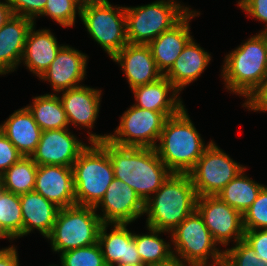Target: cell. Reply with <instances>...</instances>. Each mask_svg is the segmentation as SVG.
I'll return each instance as SVG.
<instances>
[{
	"label": "cell",
	"mask_w": 267,
	"mask_h": 266,
	"mask_svg": "<svg viewBox=\"0 0 267 266\" xmlns=\"http://www.w3.org/2000/svg\"><path fill=\"white\" fill-rule=\"evenodd\" d=\"M98 143L111 159L114 178L128 184L144 203L171 174L155 148L120 147L109 140Z\"/></svg>",
	"instance_id": "obj_1"
},
{
	"label": "cell",
	"mask_w": 267,
	"mask_h": 266,
	"mask_svg": "<svg viewBox=\"0 0 267 266\" xmlns=\"http://www.w3.org/2000/svg\"><path fill=\"white\" fill-rule=\"evenodd\" d=\"M159 142L155 150L160 160L177 174H188L209 146L203 142L185 106L167 118Z\"/></svg>",
	"instance_id": "obj_2"
},
{
	"label": "cell",
	"mask_w": 267,
	"mask_h": 266,
	"mask_svg": "<svg viewBox=\"0 0 267 266\" xmlns=\"http://www.w3.org/2000/svg\"><path fill=\"white\" fill-rule=\"evenodd\" d=\"M154 195L145 202L147 227L170 233L196 209L197 195L189 174L171 173Z\"/></svg>",
	"instance_id": "obj_3"
},
{
	"label": "cell",
	"mask_w": 267,
	"mask_h": 266,
	"mask_svg": "<svg viewBox=\"0 0 267 266\" xmlns=\"http://www.w3.org/2000/svg\"><path fill=\"white\" fill-rule=\"evenodd\" d=\"M221 75L227 90L248 100L267 78V32L252 36L226 55Z\"/></svg>",
	"instance_id": "obj_4"
},
{
	"label": "cell",
	"mask_w": 267,
	"mask_h": 266,
	"mask_svg": "<svg viewBox=\"0 0 267 266\" xmlns=\"http://www.w3.org/2000/svg\"><path fill=\"white\" fill-rule=\"evenodd\" d=\"M72 165L76 205L95 207L114 179V170L107 151L91 142Z\"/></svg>",
	"instance_id": "obj_5"
},
{
	"label": "cell",
	"mask_w": 267,
	"mask_h": 266,
	"mask_svg": "<svg viewBox=\"0 0 267 266\" xmlns=\"http://www.w3.org/2000/svg\"><path fill=\"white\" fill-rule=\"evenodd\" d=\"M189 11V7L181 6L174 0L125 7L128 43L148 45L161 33L170 30Z\"/></svg>",
	"instance_id": "obj_6"
},
{
	"label": "cell",
	"mask_w": 267,
	"mask_h": 266,
	"mask_svg": "<svg viewBox=\"0 0 267 266\" xmlns=\"http://www.w3.org/2000/svg\"><path fill=\"white\" fill-rule=\"evenodd\" d=\"M94 207L73 205L60 208L47 237L54 252L66 251L98 243L103 224Z\"/></svg>",
	"instance_id": "obj_7"
},
{
	"label": "cell",
	"mask_w": 267,
	"mask_h": 266,
	"mask_svg": "<svg viewBox=\"0 0 267 266\" xmlns=\"http://www.w3.org/2000/svg\"><path fill=\"white\" fill-rule=\"evenodd\" d=\"M170 236L174 244V257L188 266L223 265L224 250L216 247L218 244L196 209L171 231ZM209 257L213 259L211 265L208 264Z\"/></svg>",
	"instance_id": "obj_8"
},
{
	"label": "cell",
	"mask_w": 267,
	"mask_h": 266,
	"mask_svg": "<svg viewBox=\"0 0 267 266\" xmlns=\"http://www.w3.org/2000/svg\"><path fill=\"white\" fill-rule=\"evenodd\" d=\"M167 117L157 111L131 106L121 116L113 134H89V141L109 140L120 147L155 148Z\"/></svg>",
	"instance_id": "obj_9"
},
{
	"label": "cell",
	"mask_w": 267,
	"mask_h": 266,
	"mask_svg": "<svg viewBox=\"0 0 267 266\" xmlns=\"http://www.w3.org/2000/svg\"><path fill=\"white\" fill-rule=\"evenodd\" d=\"M80 18L110 58L128 44L125 7H113L108 0H103L82 7Z\"/></svg>",
	"instance_id": "obj_10"
},
{
	"label": "cell",
	"mask_w": 267,
	"mask_h": 266,
	"mask_svg": "<svg viewBox=\"0 0 267 266\" xmlns=\"http://www.w3.org/2000/svg\"><path fill=\"white\" fill-rule=\"evenodd\" d=\"M244 168L211 140L188 174L197 197L215 196Z\"/></svg>",
	"instance_id": "obj_11"
},
{
	"label": "cell",
	"mask_w": 267,
	"mask_h": 266,
	"mask_svg": "<svg viewBox=\"0 0 267 266\" xmlns=\"http://www.w3.org/2000/svg\"><path fill=\"white\" fill-rule=\"evenodd\" d=\"M196 210L216 243L226 246L232 237L236 243L244 238L243 215L217 195L197 197Z\"/></svg>",
	"instance_id": "obj_12"
},
{
	"label": "cell",
	"mask_w": 267,
	"mask_h": 266,
	"mask_svg": "<svg viewBox=\"0 0 267 266\" xmlns=\"http://www.w3.org/2000/svg\"><path fill=\"white\" fill-rule=\"evenodd\" d=\"M75 137L68 128L42 131L31 158L38 166L72 167L80 153L88 146Z\"/></svg>",
	"instance_id": "obj_13"
},
{
	"label": "cell",
	"mask_w": 267,
	"mask_h": 266,
	"mask_svg": "<svg viewBox=\"0 0 267 266\" xmlns=\"http://www.w3.org/2000/svg\"><path fill=\"white\" fill-rule=\"evenodd\" d=\"M101 206L103 216L102 223L130 224L142 216L145 211V203L125 182L113 179L108 186L101 201L94 207L95 210Z\"/></svg>",
	"instance_id": "obj_14"
},
{
	"label": "cell",
	"mask_w": 267,
	"mask_h": 266,
	"mask_svg": "<svg viewBox=\"0 0 267 266\" xmlns=\"http://www.w3.org/2000/svg\"><path fill=\"white\" fill-rule=\"evenodd\" d=\"M34 191L59 208L76 205L72 167H37Z\"/></svg>",
	"instance_id": "obj_15"
},
{
	"label": "cell",
	"mask_w": 267,
	"mask_h": 266,
	"mask_svg": "<svg viewBox=\"0 0 267 266\" xmlns=\"http://www.w3.org/2000/svg\"><path fill=\"white\" fill-rule=\"evenodd\" d=\"M87 55L63 45L47 70L40 77L51 83L55 92L76 88L86 74Z\"/></svg>",
	"instance_id": "obj_16"
},
{
	"label": "cell",
	"mask_w": 267,
	"mask_h": 266,
	"mask_svg": "<svg viewBox=\"0 0 267 266\" xmlns=\"http://www.w3.org/2000/svg\"><path fill=\"white\" fill-rule=\"evenodd\" d=\"M111 59L120 64L131 90L163 76L148 45L128 43Z\"/></svg>",
	"instance_id": "obj_17"
},
{
	"label": "cell",
	"mask_w": 267,
	"mask_h": 266,
	"mask_svg": "<svg viewBox=\"0 0 267 266\" xmlns=\"http://www.w3.org/2000/svg\"><path fill=\"white\" fill-rule=\"evenodd\" d=\"M198 15L200 12L190 10L170 30L161 33L148 44L157 68L163 75L170 70L184 47L192 39L189 21Z\"/></svg>",
	"instance_id": "obj_18"
},
{
	"label": "cell",
	"mask_w": 267,
	"mask_h": 266,
	"mask_svg": "<svg viewBox=\"0 0 267 266\" xmlns=\"http://www.w3.org/2000/svg\"><path fill=\"white\" fill-rule=\"evenodd\" d=\"M108 225H113L110 233H107ZM127 225L121 223L101 225L98 243L106 266L142 263L135 244V233L130 232L126 228Z\"/></svg>",
	"instance_id": "obj_19"
},
{
	"label": "cell",
	"mask_w": 267,
	"mask_h": 266,
	"mask_svg": "<svg viewBox=\"0 0 267 266\" xmlns=\"http://www.w3.org/2000/svg\"><path fill=\"white\" fill-rule=\"evenodd\" d=\"M34 23L29 18L12 15L0 27V75L14 71L21 64L26 37Z\"/></svg>",
	"instance_id": "obj_20"
},
{
	"label": "cell",
	"mask_w": 267,
	"mask_h": 266,
	"mask_svg": "<svg viewBox=\"0 0 267 266\" xmlns=\"http://www.w3.org/2000/svg\"><path fill=\"white\" fill-rule=\"evenodd\" d=\"M60 92H63L59 98L66 112L68 123L92 129L99 112L101 90L79 86Z\"/></svg>",
	"instance_id": "obj_21"
},
{
	"label": "cell",
	"mask_w": 267,
	"mask_h": 266,
	"mask_svg": "<svg viewBox=\"0 0 267 266\" xmlns=\"http://www.w3.org/2000/svg\"><path fill=\"white\" fill-rule=\"evenodd\" d=\"M132 91L137 102L134 106L161 112L167 118L176 115L184 107L178 96L179 91L164 75L154 82L135 87Z\"/></svg>",
	"instance_id": "obj_22"
},
{
	"label": "cell",
	"mask_w": 267,
	"mask_h": 266,
	"mask_svg": "<svg viewBox=\"0 0 267 266\" xmlns=\"http://www.w3.org/2000/svg\"><path fill=\"white\" fill-rule=\"evenodd\" d=\"M61 47L49 29L35 31L34 23L27 34L21 60H24V65L40 78Z\"/></svg>",
	"instance_id": "obj_23"
},
{
	"label": "cell",
	"mask_w": 267,
	"mask_h": 266,
	"mask_svg": "<svg viewBox=\"0 0 267 266\" xmlns=\"http://www.w3.org/2000/svg\"><path fill=\"white\" fill-rule=\"evenodd\" d=\"M9 141L25 157H31L41 137L42 130L27 107L16 110L0 125Z\"/></svg>",
	"instance_id": "obj_24"
},
{
	"label": "cell",
	"mask_w": 267,
	"mask_h": 266,
	"mask_svg": "<svg viewBox=\"0 0 267 266\" xmlns=\"http://www.w3.org/2000/svg\"><path fill=\"white\" fill-rule=\"evenodd\" d=\"M23 236L34 229L47 238L52 232L59 207L35 191L20 195Z\"/></svg>",
	"instance_id": "obj_25"
},
{
	"label": "cell",
	"mask_w": 267,
	"mask_h": 266,
	"mask_svg": "<svg viewBox=\"0 0 267 266\" xmlns=\"http://www.w3.org/2000/svg\"><path fill=\"white\" fill-rule=\"evenodd\" d=\"M210 60V54L195 43L192 38L164 76L180 92L186 85L197 80Z\"/></svg>",
	"instance_id": "obj_26"
},
{
	"label": "cell",
	"mask_w": 267,
	"mask_h": 266,
	"mask_svg": "<svg viewBox=\"0 0 267 266\" xmlns=\"http://www.w3.org/2000/svg\"><path fill=\"white\" fill-rule=\"evenodd\" d=\"M26 106L42 131L68 128L69 123L58 94H44L33 98Z\"/></svg>",
	"instance_id": "obj_27"
},
{
	"label": "cell",
	"mask_w": 267,
	"mask_h": 266,
	"mask_svg": "<svg viewBox=\"0 0 267 266\" xmlns=\"http://www.w3.org/2000/svg\"><path fill=\"white\" fill-rule=\"evenodd\" d=\"M245 169L246 167L217 194L223 202L242 215L253 204L264 186L244 175Z\"/></svg>",
	"instance_id": "obj_28"
},
{
	"label": "cell",
	"mask_w": 267,
	"mask_h": 266,
	"mask_svg": "<svg viewBox=\"0 0 267 266\" xmlns=\"http://www.w3.org/2000/svg\"><path fill=\"white\" fill-rule=\"evenodd\" d=\"M37 167L31 157L22 156L0 175L1 188L18 195L34 191Z\"/></svg>",
	"instance_id": "obj_29"
},
{
	"label": "cell",
	"mask_w": 267,
	"mask_h": 266,
	"mask_svg": "<svg viewBox=\"0 0 267 266\" xmlns=\"http://www.w3.org/2000/svg\"><path fill=\"white\" fill-rule=\"evenodd\" d=\"M150 234H135V244L142 263L152 266L170 261L174 255L171 243L165 242L159 234L166 231L147 227Z\"/></svg>",
	"instance_id": "obj_30"
},
{
	"label": "cell",
	"mask_w": 267,
	"mask_h": 266,
	"mask_svg": "<svg viewBox=\"0 0 267 266\" xmlns=\"http://www.w3.org/2000/svg\"><path fill=\"white\" fill-rule=\"evenodd\" d=\"M0 227L12 239L23 237L20 195L0 188Z\"/></svg>",
	"instance_id": "obj_31"
},
{
	"label": "cell",
	"mask_w": 267,
	"mask_h": 266,
	"mask_svg": "<svg viewBox=\"0 0 267 266\" xmlns=\"http://www.w3.org/2000/svg\"><path fill=\"white\" fill-rule=\"evenodd\" d=\"M60 254L61 266H106L99 243Z\"/></svg>",
	"instance_id": "obj_32"
},
{
	"label": "cell",
	"mask_w": 267,
	"mask_h": 266,
	"mask_svg": "<svg viewBox=\"0 0 267 266\" xmlns=\"http://www.w3.org/2000/svg\"><path fill=\"white\" fill-rule=\"evenodd\" d=\"M76 11L80 16L81 7L74 0H47L39 16H50L61 26L70 27L75 23Z\"/></svg>",
	"instance_id": "obj_33"
},
{
	"label": "cell",
	"mask_w": 267,
	"mask_h": 266,
	"mask_svg": "<svg viewBox=\"0 0 267 266\" xmlns=\"http://www.w3.org/2000/svg\"><path fill=\"white\" fill-rule=\"evenodd\" d=\"M223 266H267V262L259 259L255 250L242 239L224 250Z\"/></svg>",
	"instance_id": "obj_34"
},
{
	"label": "cell",
	"mask_w": 267,
	"mask_h": 266,
	"mask_svg": "<svg viewBox=\"0 0 267 266\" xmlns=\"http://www.w3.org/2000/svg\"><path fill=\"white\" fill-rule=\"evenodd\" d=\"M244 230L267 229V186H263L256 200L243 214Z\"/></svg>",
	"instance_id": "obj_35"
},
{
	"label": "cell",
	"mask_w": 267,
	"mask_h": 266,
	"mask_svg": "<svg viewBox=\"0 0 267 266\" xmlns=\"http://www.w3.org/2000/svg\"><path fill=\"white\" fill-rule=\"evenodd\" d=\"M13 15L23 16L33 21L43 12L47 0H7ZM37 16V17H36Z\"/></svg>",
	"instance_id": "obj_36"
},
{
	"label": "cell",
	"mask_w": 267,
	"mask_h": 266,
	"mask_svg": "<svg viewBox=\"0 0 267 266\" xmlns=\"http://www.w3.org/2000/svg\"><path fill=\"white\" fill-rule=\"evenodd\" d=\"M22 155L0 129V175L16 163Z\"/></svg>",
	"instance_id": "obj_37"
},
{
	"label": "cell",
	"mask_w": 267,
	"mask_h": 266,
	"mask_svg": "<svg viewBox=\"0 0 267 266\" xmlns=\"http://www.w3.org/2000/svg\"><path fill=\"white\" fill-rule=\"evenodd\" d=\"M243 240L256 252V256L267 262V229L245 230Z\"/></svg>",
	"instance_id": "obj_38"
},
{
	"label": "cell",
	"mask_w": 267,
	"mask_h": 266,
	"mask_svg": "<svg viewBox=\"0 0 267 266\" xmlns=\"http://www.w3.org/2000/svg\"><path fill=\"white\" fill-rule=\"evenodd\" d=\"M238 6L252 18L265 22L266 27L260 32H267V0H239Z\"/></svg>",
	"instance_id": "obj_39"
},
{
	"label": "cell",
	"mask_w": 267,
	"mask_h": 266,
	"mask_svg": "<svg viewBox=\"0 0 267 266\" xmlns=\"http://www.w3.org/2000/svg\"><path fill=\"white\" fill-rule=\"evenodd\" d=\"M249 110L267 111V78L263 81L260 87L248 98L243 104Z\"/></svg>",
	"instance_id": "obj_40"
},
{
	"label": "cell",
	"mask_w": 267,
	"mask_h": 266,
	"mask_svg": "<svg viewBox=\"0 0 267 266\" xmlns=\"http://www.w3.org/2000/svg\"><path fill=\"white\" fill-rule=\"evenodd\" d=\"M18 253L15 246L2 248L0 251V266H19Z\"/></svg>",
	"instance_id": "obj_41"
},
{
	"label": "cell",
	"mask_w": 267,
	"mask_h": 266,
	"mask_svg": "<svg viewBox=\"0 0 267 266\" xmlns=\"http://www.w3.org/2000/svg\"><path fill=\"white\" fill-rule=\"evenodd\" d=\"M0 2V27L3 26L9 18L13 15L11 7L8 4V1Z\"/></svg>",
	"instance_id": "obj_42"
},
{
	"label": "cell",
	"mask_w": 267,
	"mask_h": 266,
	"mask_svg": "<svg viewBox=\"0 0 267 266\" xmlns=\"http://www.w3.org/2000/svg\"><path fill=\"white\" fill-rule=\"evenodd\" d=\"M152 266H187L186 263H183L181 260L173 257L170 261L162 263V264H157V265H152Z\"/></svg>",
	"instance_id": "obj_43"
},
{
	"label": "cell",
	"mask_w": 267,
	"mask_h": 266,
	"mask_svg": "<svg viewBox=\"0 0 267 266\" xmlns=\"http://www.w3.org/2000/svg\"><path fill=\"white\" fill-rule=\"evenodd\" d=\"M81 8L103 0H74Z\"/></svg>",
	"instance_id": "obj_44"
},
{
	"label": "cell",
	"mask_w": 267,
	"mask_h": 266,
	"mask_svg": "<svg viewBox=\"0 0 267 266\" xmlns=\"http://www.w3.org/2000/svg\"><path fill=\"white\" fill-rule=\"evenodd\" d=\"M1 238H9V240H12L5 232H4V230L0 227V239Z\"/></svg>",
	"instance_id": "obj_45"
},
{
	"label": "cell",
	"mask_w": 267,
	"mask_h": 266,
	"mask_svg": "<svg viewBox=\"0 0 267 266\" xmlns=\"http://www.w3.org/2000/svg\"><path fill=\"white\" fill-rule=\"evenodd\" d=\"M117 266H148L144 263H139V264H118Z\"/></svg>",
	"instance_id": "obj_46"
}]
</instances>
